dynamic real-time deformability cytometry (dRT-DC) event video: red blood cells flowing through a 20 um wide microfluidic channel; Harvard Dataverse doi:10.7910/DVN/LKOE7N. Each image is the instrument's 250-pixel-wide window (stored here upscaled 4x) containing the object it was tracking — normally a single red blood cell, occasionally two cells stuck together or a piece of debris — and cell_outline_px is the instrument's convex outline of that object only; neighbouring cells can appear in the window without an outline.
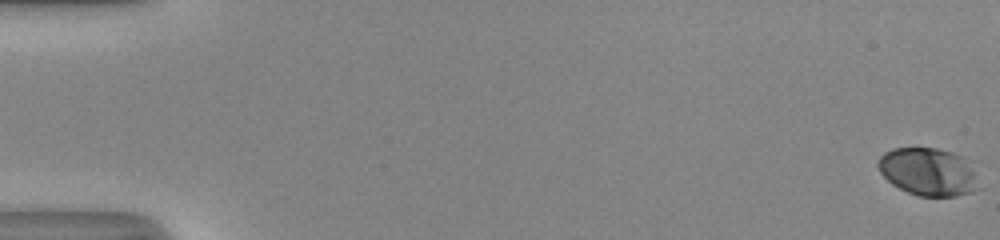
{"species": "human", "species_latin": "Homo sapiens", "temperature_condition": "room temperature", "stored_images_in_passage": 53, "camera_frame_rate_fps": 3000, "um_per_image_px": 0.085, "donor": {"sex": "male"}, "frame": {"image": 1, "passage_image": 1, "time_ms": 0.0, "image_size_px": [1000, 240], "cell_outline_px": [[968, 192], [952, 196], [920, 196], [908, 192], [892, 184], [880, 172], [876, 164], [880, 156], [896, 148], [936, 148], [948, 152], [956, 156]], "centroid_in_image_um": [78.48, 14.58], "position_along_channel_um": 6.5, "area_um2": 24.62}}
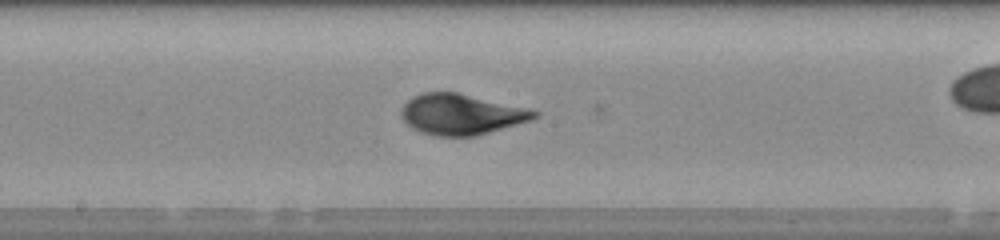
{"frame": {"image": 2, "passage_image": 30, "time_ms": 9.667, "image_size_px": [1000, 240], "cell_outline_px": [[540, 112], [536, 116], [528, 120], [472, 136], [440, 136], [424, 132], [408, 124], [404, 120], [404, 104], [408, 100], [424, 92], [456, 92], [524, 108]], "centroid_in_image_um": [39.18, 9.7], "position_along_channel_um": 209.0, "area_um2": 30.0}}
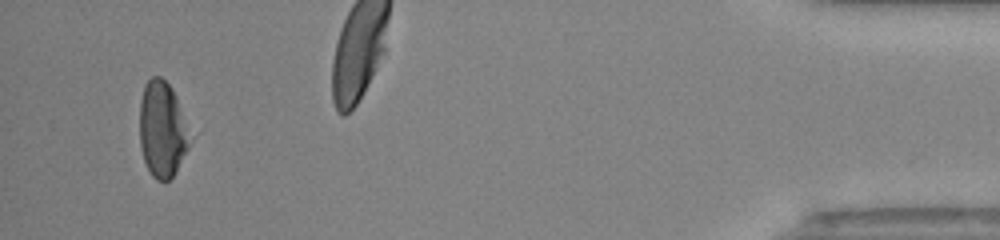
{"frame": {"image": 3, "passage_image": 51, "time_ms": 16.667, "image_size_px": [1000, 240], "cell_outline_px": [[188, 148], [172, 176], [168, 180], [156, 180], [152, 176], [144, 160], [140, 144], [140, 104], [144, 84], [152, 76], [160, 76], [172, 88], [176, 96], [188, 144]], "centroid_in_image_um": [13.71, 10.98], "position_along_channel_um": 421.5, "area_um2": 26.82}, "authors_computed_cell_mechanics": {"area_um2": 28.7844, "velocity_mm_per_s": 4.1225, "shape_relaxation_time_tau1_ms": 3.4193, "shape_relaxation_time_tau2_ms": null, "deformation_change_tau1": 0.1461, "deformation_change_tau2": null}}